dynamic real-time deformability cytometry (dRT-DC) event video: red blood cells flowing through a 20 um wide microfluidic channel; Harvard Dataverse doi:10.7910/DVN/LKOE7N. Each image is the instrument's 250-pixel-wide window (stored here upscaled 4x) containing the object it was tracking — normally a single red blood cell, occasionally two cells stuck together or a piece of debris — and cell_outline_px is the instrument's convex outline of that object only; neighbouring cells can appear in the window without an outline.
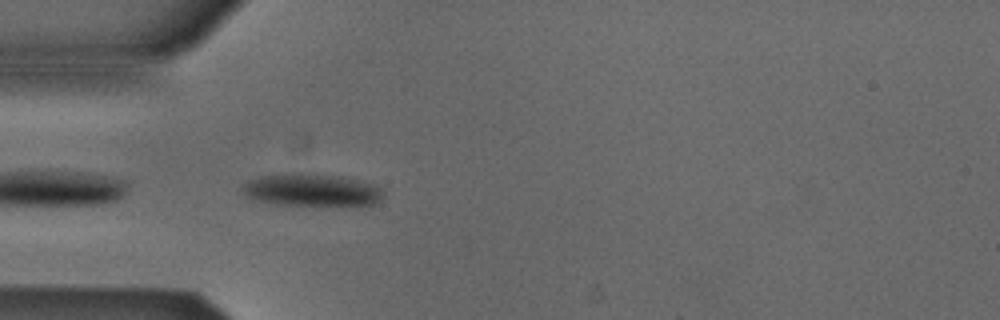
{"species": "Egyptian fruit bat (a non-hibernating species)", "species_latin": "Rousettus aegyptiacus", "temperature_condition": "cold", "stored_images_in_passage": 38, "camera_frame_rate_fps": 3000, "um_per_image_px": 0.085, "animal": {"sex": "male"}, "frame": {"image": 1, "passage_image": 1, "time_ms": 0.0, "image_size_px": [1000, 320], "cell_outline_px": [[380, 200], [372, 204], [276, 204], [252, 200], [244, 196], [240, 188], [248, 180], [260, 176], [336, 176], [356, 180], [380, 188]], "centroid_in_image_um": [26.35, 16.19], "position_along_channel_um": 58.6, "area_um2": 24.85}}
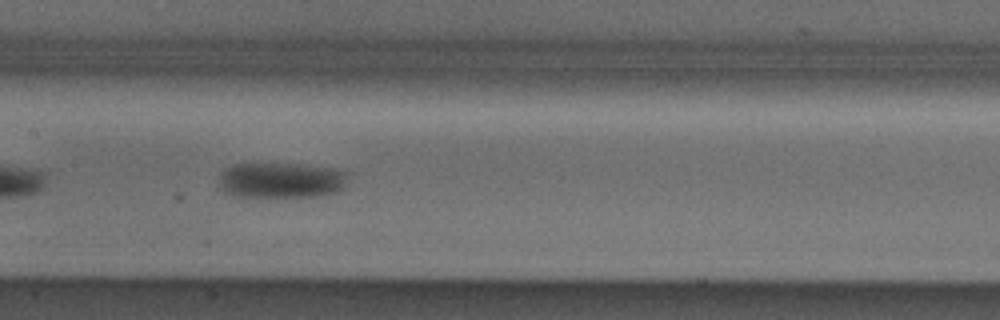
{"frame": {"image": 2, "passage_image": 11, "time_ms": 3.333, "image_size_px": [1000, 320], "cell_outline_px": [[348, 172], [344, 184], [336, 192], [324, 196], [236, 196], [224, 192], [216, 188], [216, 184], [220, 172], [224, 168], [232, 164], [300, 164], [328, 168]], "centroid_in_image_um": [23.78, 15.32], "position_along_channel_um": 183.6, "area_um2": 26.88}}
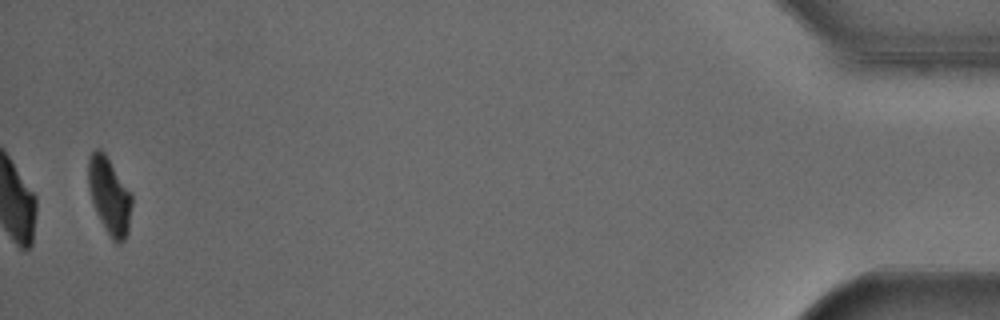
{"frame": {"image": 3, "passage_image": 37, "time_ms": 12.0, "image_size_px": [1000, 320], "cell_outline_px": [[132, 204], [128, 232], [124, 240], [120, 244], [116, 244], [112, 240], [100, 220], [96, 212], [88, 188], [88, 156], [96, 148], [100, 148], [104, 152], [132, 192]], "centroid_in_image_um": [9.31, 16.63], "position_along_channel_um": 425.9, "area_um2": 19.71}, "authors_computed_cell_mechanics": {"area_um2": 25.0852, "velocity_mm_per_s": 3.8642, "shape_relaxation_time_tau1_ms": 2.6605, "shape_relaxation_time_tau2_ms": null, "deformation_change_tau1": 0.058, "deformation_change_tau2": null}}